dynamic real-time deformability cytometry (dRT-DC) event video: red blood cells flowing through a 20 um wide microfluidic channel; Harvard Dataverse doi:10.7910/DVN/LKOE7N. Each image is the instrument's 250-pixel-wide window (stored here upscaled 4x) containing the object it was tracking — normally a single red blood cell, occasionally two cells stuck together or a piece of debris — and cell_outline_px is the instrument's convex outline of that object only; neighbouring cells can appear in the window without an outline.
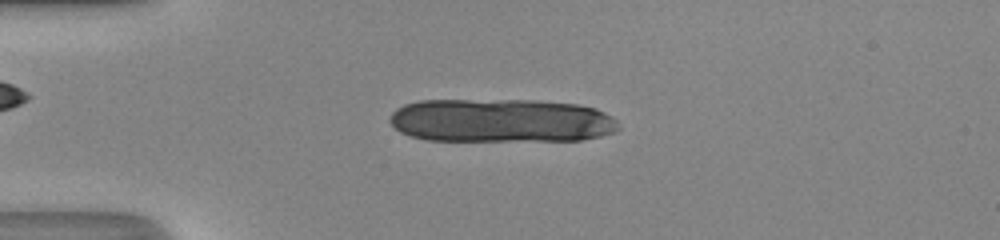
{"species": "human", "species_latin": "Homo sapiens", "temperature_condition": "room temperature", "stored_images_in_passage": 48, "camera_frame_rate_fps": 3000, "um_per_image_px": 0.085, "donor": {"sex": "male"}, "frame": {"image": 1, "passage_image": 12, "time_ms": 3.667, "image_size_px": [1000, 240], "cell_outline_px": [[620, 128], [612, 132], [600, 136], [580, 140], [428, 140], [412, 136], [400, 132], [388, 120], [392, 112], [396, 108], [404, 104], [420, 100], [536, 100], [576, 104], [596, 108], [612, 116], [616, 120]], "centroid_in_image_um": [42.58, 10.24], "position_along_channel_um": 42.4, "area_um2": 58.32}}
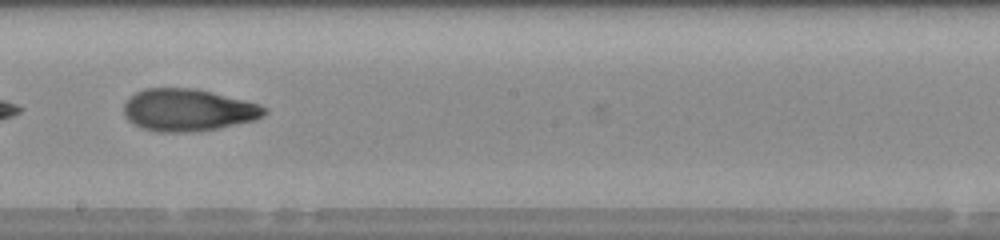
{"frame": {"image": 2, "passage_image": 28, "time_ms": 9.0, "image_size_px": [1000, 240], "cell_outline_px": [[268, 112], [264, 116], [256, 120], [196, 132], [156, 132], [144, 128], [128, 120], [124, 116], [124, 104], [136, 92], [144, 88], [192, 88], [244, 100], [268, 108]], "centroid_in_image_um": [15.99, 9.36], "position_along_channel_um": 232.2, "area_um2": 34.33}}
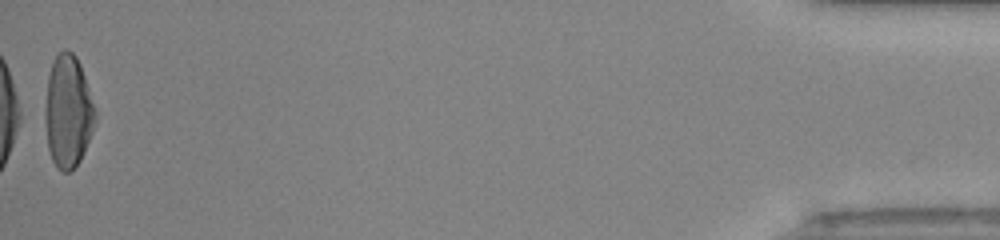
{"frame": {"image": 3, "passage_image": 48, "time_ms": 15.667, "image_size_px": [1000, 240], "cell_outline_px": [[96, 116], [92, 132], [80, 160], [68, 172], [64, 172], [56, 168], [52, 160], [48, 148], [44, 120], [44, 112], [48, 76], [52, 64], [56, 56], [64, 48], [72, 52], [76, 56], [80, 64], [96, 112]], "centroid_in_image_um": [5.76, 9.48], "position_along_channel_um": 429.4, "area_um2": 32.66}, "authors_computed_cell_mechanics": {"area_um2": 34.7378, "velocity_mm_per_s": 4.382, "shape_relaxation_time_tau1_ms": null, "shape_relaxation_time_tau2_ms": 1.8962, "deformation_change_tau1": null, "deformation_change_tau2": 0.0862}}